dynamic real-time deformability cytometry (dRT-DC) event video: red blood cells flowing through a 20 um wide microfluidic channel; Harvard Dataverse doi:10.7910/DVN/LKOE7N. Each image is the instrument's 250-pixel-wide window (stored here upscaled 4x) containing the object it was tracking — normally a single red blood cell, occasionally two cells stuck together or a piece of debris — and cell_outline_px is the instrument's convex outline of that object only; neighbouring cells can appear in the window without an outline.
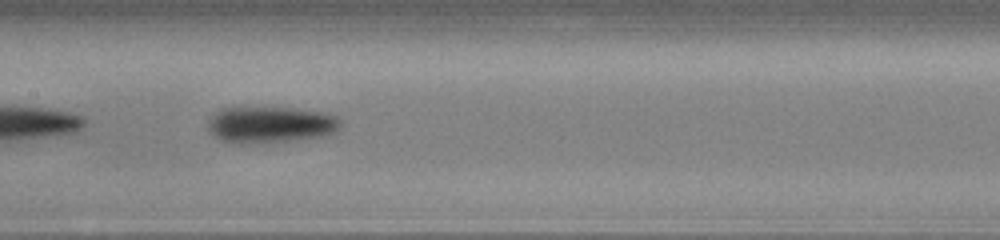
{"species": "common noctule bat (a hibernating species)", "species_latin": "Nyctalus noctula", "temperature_condition": "cold", "stored_images_in_passage": 37, "camera_frame_rate_fps": 3000, "um_per_image_px": 0.085, "animal": {"sex": "male", "body_mass_g": 13.0, "forearm_length_mm": 53.1}, "frame": {"image": 1, "passage_image": 27, "time_ms": 8.667, "image_size_px": [1000, 240], "cell_outline_px": [[340, 128], [332, 132], [320, 136], [288, 140], [240, 144], [220, 140], [208, 132], [208, 120], [220, 108], [240, 104], [288, 108], [324, 112], [336, 116], [340, 120]], "centroid_in_image_um": [22.87, 10.54], "position_along_channel_um": 184.5, "area_um2": 28.73}}